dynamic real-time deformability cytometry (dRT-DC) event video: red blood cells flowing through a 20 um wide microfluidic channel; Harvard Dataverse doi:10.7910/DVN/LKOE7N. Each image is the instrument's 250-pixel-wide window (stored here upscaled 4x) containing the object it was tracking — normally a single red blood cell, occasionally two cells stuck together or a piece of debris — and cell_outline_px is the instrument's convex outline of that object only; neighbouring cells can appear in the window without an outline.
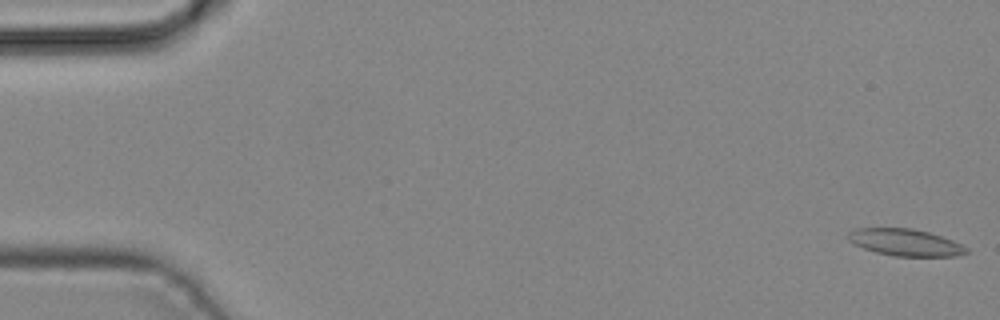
{"species": "common noctule bat (a hibernating species)", "species_latin": "Nyctalus noctula", "temperature_condition": "cold", "stored_images_in_passage": 4, "camera_frame_rate_fps": 3000, "um_per_image_px": 0.085, "animal": {"sex": "male", "body_mass_g": 19.2, "forearm_length_mm": 51.8}, "frame": {"image": 1, "passage_image": 1, "time_ms": 0.0, "image_size_px": [1000, 320], "cell_outline_px": [[968, 252], [956, 256], [892, 256], [876, 252], [864, 248], [848, 240], [848, 232], [856, 228], [912, 228], [928, 232], [952, 240], [968, 248]], "centroid_in_image_um": [76.94, 20.6], "position_along_channel_um": 8.1, "area_um2": 18.38}}